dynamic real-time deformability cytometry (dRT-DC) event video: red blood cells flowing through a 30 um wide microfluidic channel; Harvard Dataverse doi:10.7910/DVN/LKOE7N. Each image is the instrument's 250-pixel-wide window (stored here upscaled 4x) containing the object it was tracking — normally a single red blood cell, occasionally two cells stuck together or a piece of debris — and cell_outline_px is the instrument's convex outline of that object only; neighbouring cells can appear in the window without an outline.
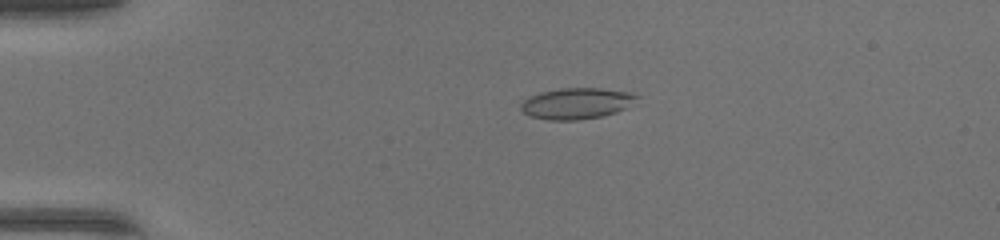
{"species": "common noctule bat (a hibernating species)", "species_latin": "Nyctalus noctula", "temperature_condition": "warm", "stored_images_in_passage": 50, "camera_frame_rate_fps": 3000, "um_per_image_px": 0.085, "animal": {"sex": "female", "body_mass_g": 17.0, "forearm_length_mm": 48.0}, "frame": {"image": 1, "passage_image": 12, "time_ms": 3.667, "image_size_px": [1000, 240], "cell_outline_px": [[640, 96], [628, 108], [616, 112], [600, 116], [580, 120], [548, 120], [532, 116], [524, 112], [520, 108], [520, 104], [528, 96], [540, 92], [560, 88], [600, 88], [632, 92]], "centroid_in_image_um": [49.03, 8.78], "position_along_channel_um": 36.0, "area_um2": 21.15}}
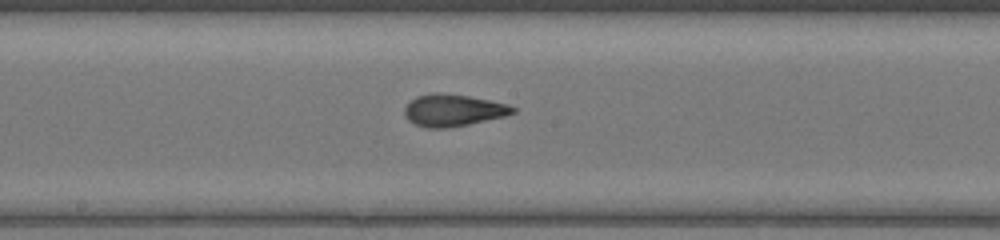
{"frame": {"image": 2, "passage_image": 28, "time_ms": 9.0, "image_size_px": [1000, 240], "cell_outline_px": [[516, 112], [504, 116], [468, 124], [448, 128], [428, 128], [416, 124], [408, 120], [404, 116], [404, 108], [416, 96], [432, 92], [440, 92], [468, 96], [508, 104], [516, 108]], "centroid_in_image_um": [38.49, 9.36], "position_along_channel_um": 209.7, "area_um2": 20.11}}
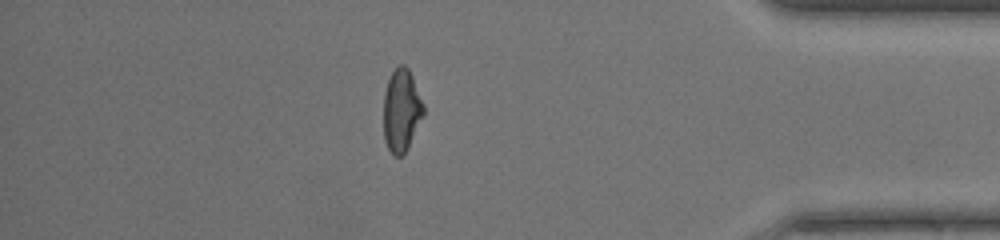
{"frame": {"image": 3, "passage_image": 44, "time_ms": 14.333, "image_size_px": [1000, 240], "cell_outline_px": [[424, 116], [408, 148], [400, 156], [396, 156], [388, 148], [384, 140], [384, 92], [388, 80], [392, 72], [400, 64], [404, 64], [408, 68], [412, 76], [424, 104]], "centroid_in_image_um": [34.14, 9.38], "position_along_channel_um": 401.1, "area_um2": 19.25}, "authors_computed_cell_mechanics": {"area_um2": 19.8832, "velocity_mm_per_s": 4.2266, "shape_relaxation_time_tau1_ms": null, "shape_relaxation_time_tau2_ms": 0.8748, "deformation_change_tau1": null, "deformation_change_tau2": 0.0667}}